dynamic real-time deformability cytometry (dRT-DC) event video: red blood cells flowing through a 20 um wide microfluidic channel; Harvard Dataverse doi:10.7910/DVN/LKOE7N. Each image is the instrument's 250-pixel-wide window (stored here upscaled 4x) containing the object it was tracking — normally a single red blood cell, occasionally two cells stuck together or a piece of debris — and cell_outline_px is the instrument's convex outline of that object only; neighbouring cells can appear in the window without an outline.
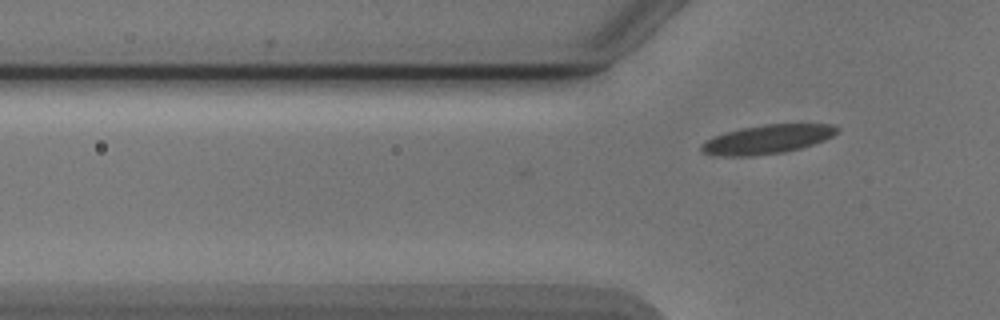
{"species": "Egyptian fruit bat (a non-hibernating species)", "species_latin": "Rousettus aegyptiacus", "temperature_condition": "cold", "stored_images_in_passage": 3, "camera_frame_rate_fps": 3000, "um_per_image_px": 0.085, "animal": {"sex": "male"}, "frame": {"image": 1, "passage_image": 3, "time_ms": 0.667, "image_size_px": [1000, 320], "cell_outline_px": [[840, 132], [824, 140], [800, 148], [784, 152], [752, 156], [720, 156], [700, 152], [700, 144], [716, 136], [740, 128], [764, 124], [832, 124], [840, 128]], "centroid_in_image_um": [65.24, 11.84], "position_along_channel_um": 60.6, "area_um2": 22.83}}